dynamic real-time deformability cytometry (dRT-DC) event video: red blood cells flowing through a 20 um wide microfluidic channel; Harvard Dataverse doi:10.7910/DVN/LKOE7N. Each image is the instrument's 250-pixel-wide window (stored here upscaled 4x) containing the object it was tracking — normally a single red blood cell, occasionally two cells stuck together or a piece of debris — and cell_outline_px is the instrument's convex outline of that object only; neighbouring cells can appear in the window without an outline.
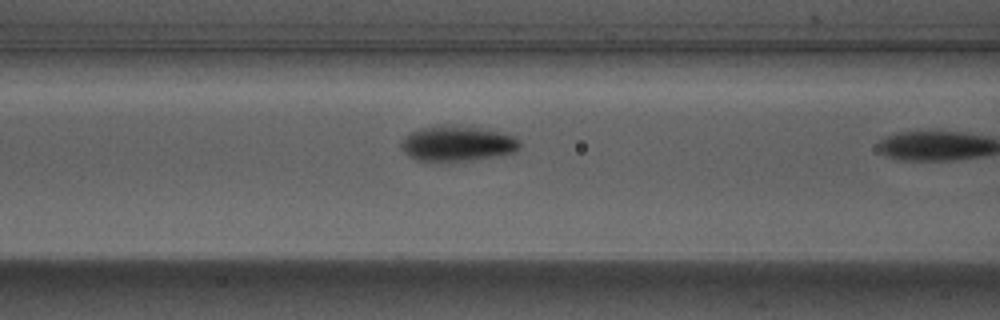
{"species": "Egyptian fruit bat (a non-hibernating species)", "species_latin": "Rousettus aegyptiacus", "temperature_condition": "warm", "stored_images_in_passage": 11, "camera_frame_rate_fps": 3000, "um_per_image_px": 0.085, "animal": {"sex": "male"}, "frame": {"image": 1, "passage_image": 10, "time_ms": 3.0, "image_size_px": [1000, 320], "cell_outline_px": [[520, 148], [516, 152], [500, 156], [468, 160], [416, 160], [408, 156], [404, 152], [400, 144], [404, 136], [420, 128], [436, 124], [448, 124], [480, 128], [512, 136], [520, 144]], "centroid_in_image_um": [38.83, 12.18], "position_along_channel_um": 127.8, "area_um2": 24.28}}